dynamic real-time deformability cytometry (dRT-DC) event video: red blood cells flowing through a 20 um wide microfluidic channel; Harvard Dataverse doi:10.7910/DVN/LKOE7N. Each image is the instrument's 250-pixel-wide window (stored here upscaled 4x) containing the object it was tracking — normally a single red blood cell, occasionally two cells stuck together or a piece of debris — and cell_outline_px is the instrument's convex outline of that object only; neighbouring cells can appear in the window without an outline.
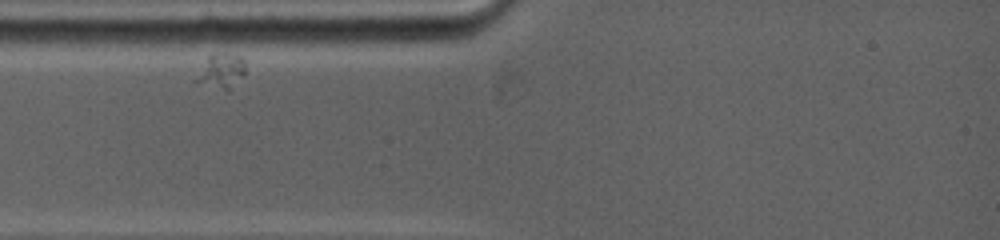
{"species": "common noctule bat (a hibernating species)", "species_latin": "Nyctalus noctula", "temperature_condition": "warm", "stored_images_in_passage": 56, "camera_frame_rate_fps": 5000, "um_per_image_px": 0.085, "animal": {"sex": "female", "body_mass_g": 19.0, "forearm_length_mm": 53.3}, "frame": {"image": 1, "passage_image": 1, "time_ms": 0.0, "image_size_px": [1000, 240], "cell_outline_px": [[244, 72], [228, 92], [192, 80], [208, 56], [212, 52], [224, 52], [240, 56], [244, 60]], "centroid_in_image_um": [18.76, 6.01], "position_along_channel_um": 66.2, "area_um2": 10.0}}
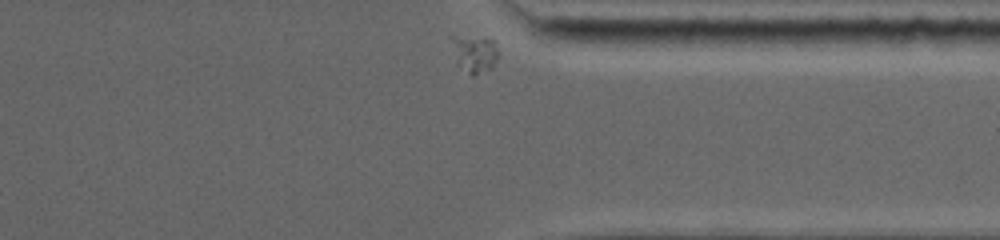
{"frame": {"image": 2, "passage_image": 56, "time_ms": 10.4, "image_size_px": [1000, 240], "cell_outline_px": [[496, 60], [492, 68], [472, 76], [456, 64], [448, 36], [484, 36], [492, 40], [496, 48]], "centroid_in_image_um": [40.25, 4.53], "position_along_channel_um": 371.1, "area_um2": 10.4}}